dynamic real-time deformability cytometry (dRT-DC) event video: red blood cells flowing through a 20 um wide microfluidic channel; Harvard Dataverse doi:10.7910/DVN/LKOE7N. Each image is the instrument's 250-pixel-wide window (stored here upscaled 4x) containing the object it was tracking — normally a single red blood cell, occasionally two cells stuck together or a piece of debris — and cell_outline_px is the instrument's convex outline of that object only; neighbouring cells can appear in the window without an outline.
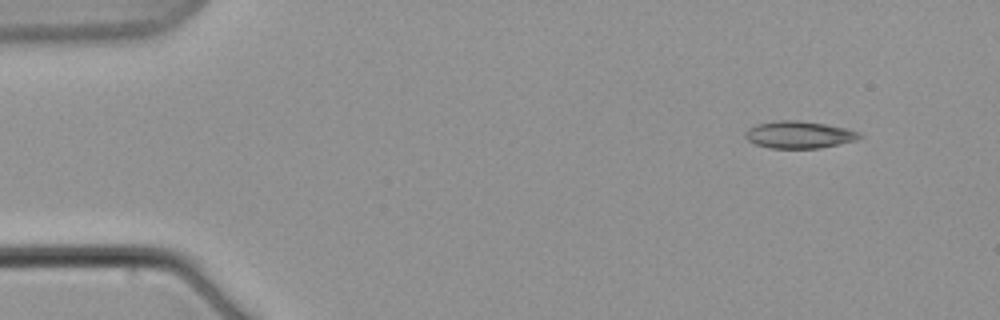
{"species": "common noctule bat (a hibernating species)", "species_latin": "Nyctalus noctula", "temperature_condition": "warm", "stored_images_in_passage": 7, "segment_of_instrument_passage": [2, 2], "camera_frame_rate_fps": 3000, "um_per_image_px": 0.085, "animal": {"sex": "male", "body_mass_g": 21.5, "forearm_length_mm": 52.0}, "frame": {"image": 1, "passage_image": 7, "time_ms": 8.0, "image_size_px": [1000, 320], "cell_outline_px": [[864, 136], [856, 140], [820, 148], [772, 148], [756, 144], [748, 140], [744, 136], [744, 132], [748, 128], [756, 124], [776, 120], [796, 120], [824, 124], [844, 128], [860, 132]], "centroid_in_image_um": [67.9, 11.44], "position_along_channel_um": 17.1, "area_um2": 18.03}}